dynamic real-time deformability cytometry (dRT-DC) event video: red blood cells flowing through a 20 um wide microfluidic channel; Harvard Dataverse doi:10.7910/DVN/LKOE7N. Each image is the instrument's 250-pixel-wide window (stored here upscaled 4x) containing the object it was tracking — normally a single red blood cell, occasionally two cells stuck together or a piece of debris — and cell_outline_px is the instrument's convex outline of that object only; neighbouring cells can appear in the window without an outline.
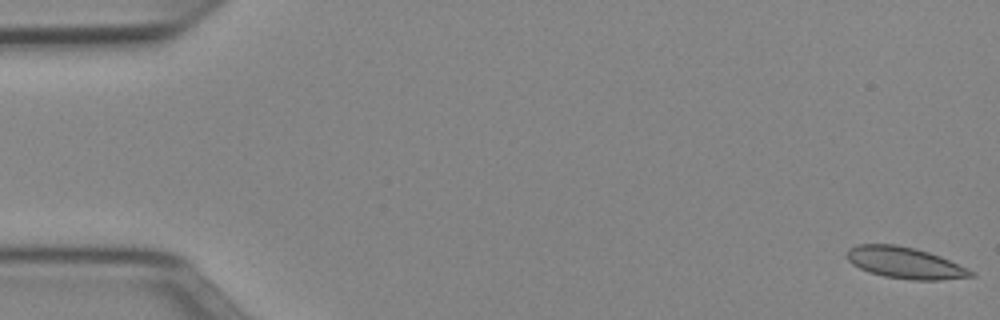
{"species": "Egyptian fruit bat (a non-hibernating species)", "species_latin": "Rousettus aegyptiacus", "temperature_condition": "cold", "stored_images_in_passage": 16, "camera_frame_rate_fps": 3000, "um_per_image_px": 0.085, "animal": {"sex": "female"}, "frame": {"image": 1, "passage_image": 1, "time_ms": 0.0, "image_size_px": [1000, 320], "cell_outline_px": [[976, 276], [940, 280], [912, 280], [884, 276], [868, 272], [852, 264], [844, 256], [848, 248], [856, 244], [896, 244], [916, 248], [940, 256], [968, 268], [976, 272]], "centroid_in_image_um": [76.91, 22.33], "position_along_channel_um": 8.1, "area_um2": 23.0}}
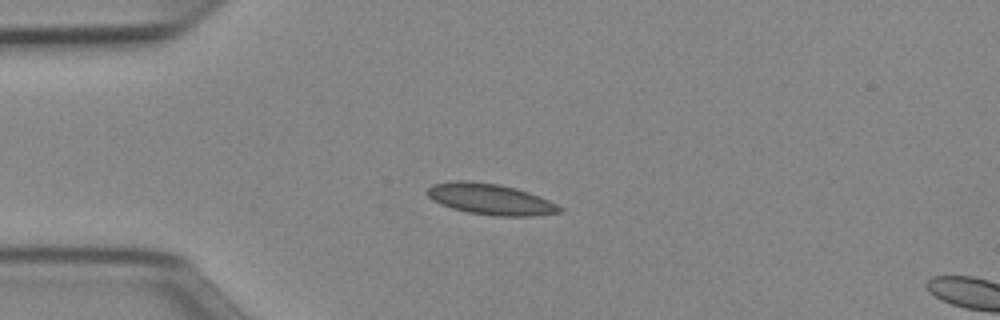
{"frame": {"image": 2, "passage_image": 13, "time_ms": 4.0, "image_size_px": [1000, 320], "cell_outline_px": [[564, 212], [536, 216], [496, 216], [468, 212], [452, 208], [440, 204], [432, 200], [424, 192], [432, 184], [456, 180], [468, 180], [500, 184], [516, 188], [540, 196], [564, 208]], "centroid_in_image_um": [41.69, 16.93], "position_along_channel_um": 43.3, "area_um2": 24.22}}